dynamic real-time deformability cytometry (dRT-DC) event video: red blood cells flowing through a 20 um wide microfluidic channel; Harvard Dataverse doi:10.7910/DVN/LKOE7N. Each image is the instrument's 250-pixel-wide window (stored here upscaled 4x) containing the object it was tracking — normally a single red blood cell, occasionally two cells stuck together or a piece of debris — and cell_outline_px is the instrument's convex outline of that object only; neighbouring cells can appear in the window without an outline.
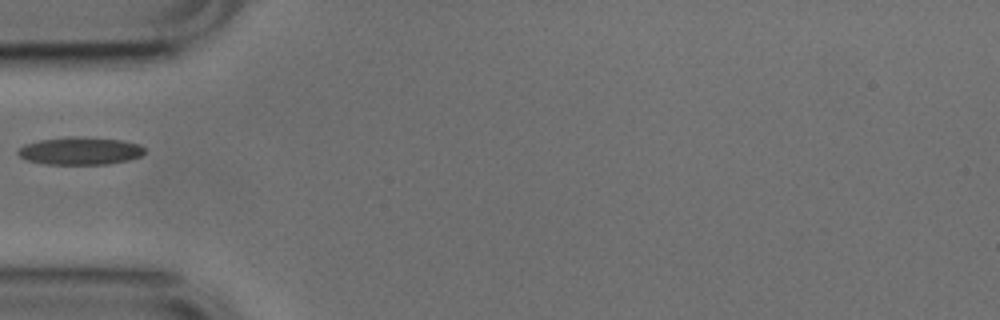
{"species": "common noctule bat (a hibernating species)", "species_latin": "Nyctalus noctula", "temperature_condition": "cold", "stored_images_in_passage": 37, "camera_frame_rate_fps": 3000, "um_per_image_px": 0.085, "animal": {"sex": "male", "body_mass_g": 17.9, "forearm_length_mm": 54.2}, "frame": {"image": 1, "passage_image": 1, "time_ms": 0.0, "image_size_px": [1000, 320], "cell_outline_px": [[144, 152], [140, 156], [128, 160], [108, 164], [44, 164], [28, 160], [20, 156], [16, 152], [24, 144], [40, 140], [72, 136], [76, 136], [120, 140], [140, 144], [144, 148]], "centroid_in_image_um": [6.8, 12.82], "position_along_channel_um": 78.2, "area_um2": 20.29}}
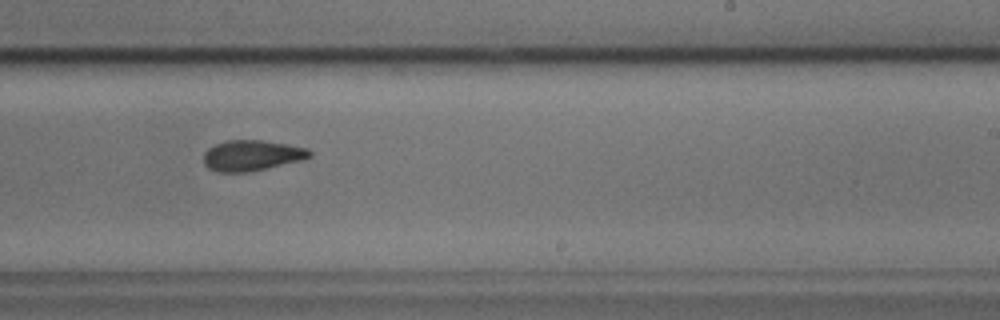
{"frame": {"image": 2, "passage_image": 16, "time_ms": 5.0, "image_size_px": [1000, 320], "cell_outline_px": [[312, 156], [304, 160], [248, 172], [220, 172], [208, 168], [204, 164], [204, 152], [208, 148], [224, 140], [264, 140], [288, 144], [308, 148], [312, 152]], "centroid_in_image_um": [21.43, 13.2], "position_along_channel_um": 267.6, "area_um2": 19.13}}